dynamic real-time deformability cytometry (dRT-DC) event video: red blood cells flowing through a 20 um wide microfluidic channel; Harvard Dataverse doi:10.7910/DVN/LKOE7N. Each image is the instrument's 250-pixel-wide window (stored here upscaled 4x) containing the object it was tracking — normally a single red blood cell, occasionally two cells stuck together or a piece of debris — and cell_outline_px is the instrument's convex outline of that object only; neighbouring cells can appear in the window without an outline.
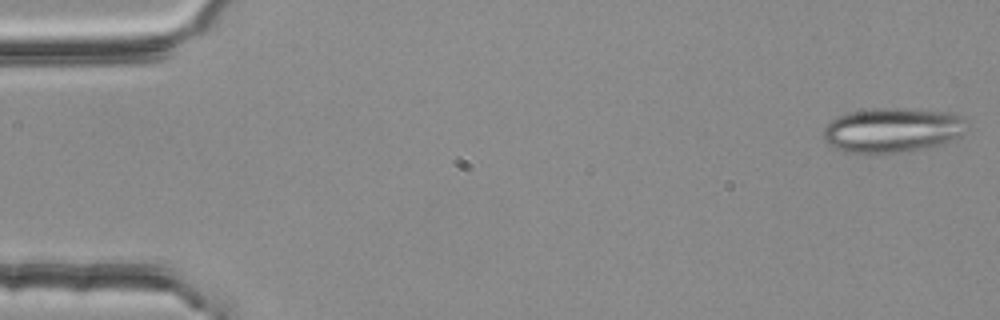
{"species": "common noctule bat (a hibernating species)", "species_latin": "Nyctalus noctula", "temperature_condition": "room temperature", "stored_images_in_passage": 53, "camera_frame_rate_fps": 3000, "um_per_image_px": 0.085, "animal": {"sex": "female", "body_mass_g": 25.1}, "frame": {"image": 1, "passage_image": 1, "time_ms": 0.0, "image_size_px": [1000, 320], "cell_outline_px": [[964, 132], [960, 136], [940, 144], [920, 148], [892, 152], [844, 152], [828, 144], [824, 140], [824, 128], [832, 120], [840, 116], [852, 112], [880, 108], [896, 108], [952, 112], [960, 116], [964, 120]], "centroid_in_image_um": [75.84, 11.04], "position_along_channel_um": 9.2, "area_um2": 36.36}}
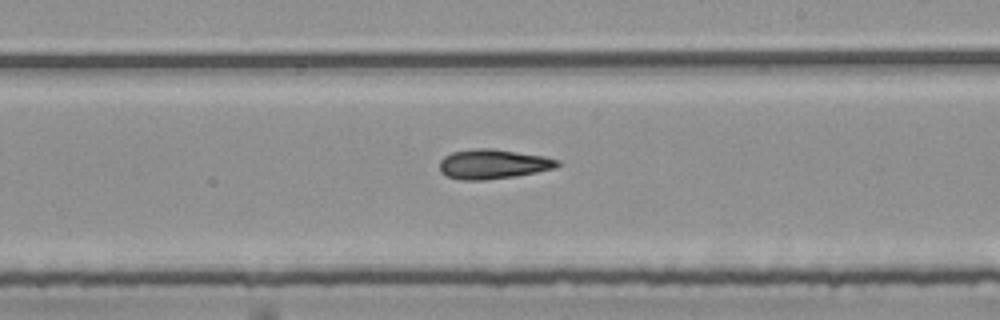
{"frame": {"image": 2, "passage_image": 31, "time_ms": 10.0, "image_size_px": [1000, 320], "cell_outline_px": [[560, 164], [556, 168], [516, 176], [484, 180], [460, 180], [448, 176], [440, 172], [440, 160], [444, 156], [452, 152], [476, 148], [492, 148], [544, 156], [560, 160]], "centroid_in_image_um": [41.91, 13.94], "position_along_channel_um": 247.1, "area_um2": 20.4}}
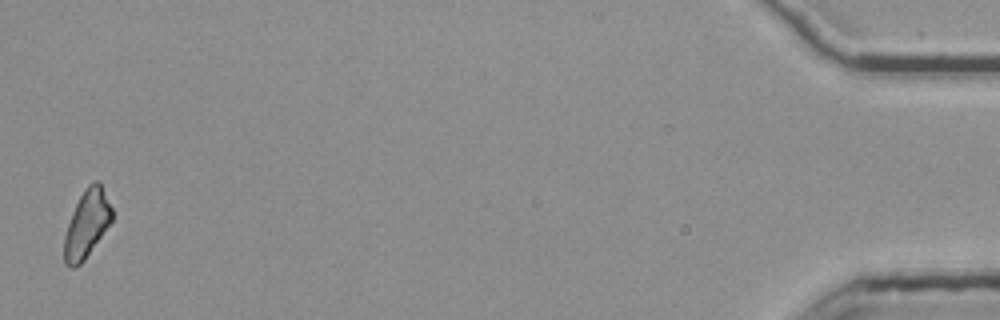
{"frame": {"image": 3, "passage_image": 53, "time_ms": 17.333, "image_size_px": [1000, 320], "cell_outline_px": [[112, 220], [84, 260], [80, 264], [72, 268], [68, 268], [64, 264], [64, 236], [72, 212], [80, 196], [88, 184], [96, 180], [100, 180], [112, 208]], "centroid_in_image_um": [7.37, 19.02], "position_along_channel_um": 427.8, "area_um2": 18.67}}